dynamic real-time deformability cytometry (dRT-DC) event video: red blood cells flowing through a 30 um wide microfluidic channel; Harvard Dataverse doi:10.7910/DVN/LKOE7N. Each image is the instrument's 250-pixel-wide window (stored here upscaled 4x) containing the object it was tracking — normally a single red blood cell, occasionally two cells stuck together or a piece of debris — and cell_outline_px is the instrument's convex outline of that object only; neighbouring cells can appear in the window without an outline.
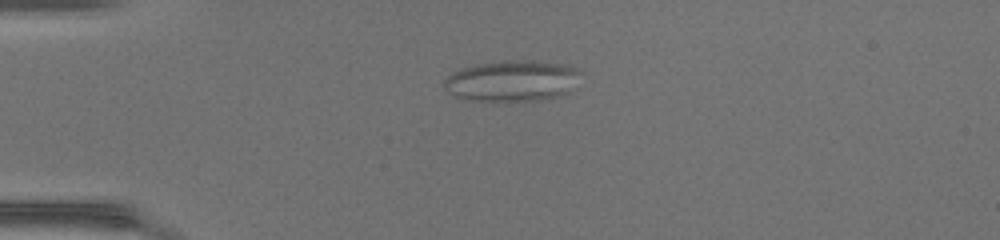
{"species": "common noctule bat (a hibernating species)", "species_latin": "Nyctalus noctula", "temperature_condition": "warm", "stored_images_in_passage": 38, "camera_frame_rate_fps": 3000, "um_per_image_px": 0.085, "animal": {"sex": "female", "body_mass_g": 17.0, "forearm_length_mm": 48.0}, "frame": {"image": 1, "passage_image": 2, "time_ms": 0.333, "image_size_px": [1000, 240], "cell_outline_px": [[580, 72], [568, 92], [536, 100], [460, 100], [448, 92], [444, 88], [444, 80], [452, 72], [460, 68], [476, 64], [508, 60], [532, 60], [568, 64], [576, 68]], "centroid_in_image_um": [43.44, 6.85], "position_along_channel_um": 41.6, "area_um2": 32.37}}
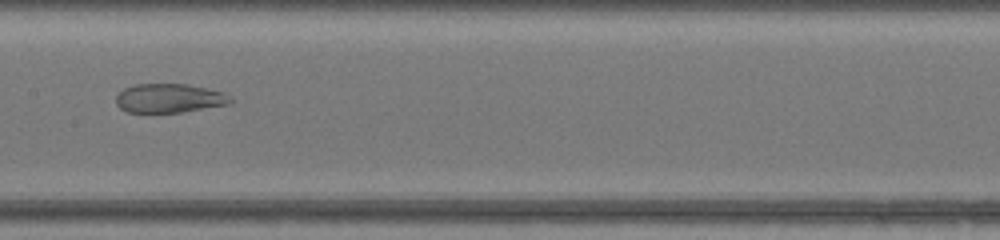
{"frame": {"image": 2, "passage_image": 15, "time_ms": 4.667, "image_size_px": [1000, 240], "cell_outline_px": [[236, 100], [232, 104], [180, 112], [128, 112], [120, 108], [116, 104], [116, 96], [124, 88], [136, 84], [188, 84], [224, 92]], "centroid_in_image_um": [14.44, 8.35], "position_along_channel_um": 193.0, "area_um2": 19.48}}
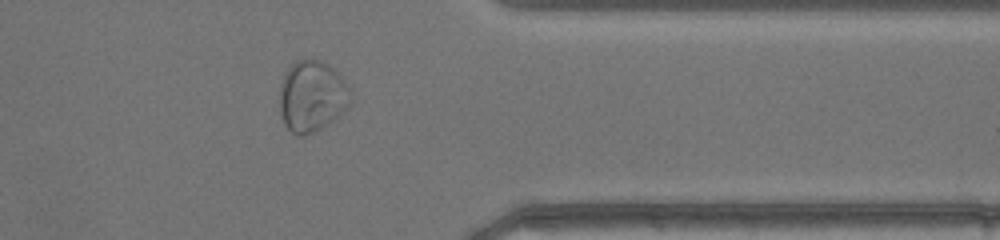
{"frame": {"image": 3, "passage_image": 29, "time_ms": 9.333, "image_size_px": [1000, 240], "cell_outline_px": [[352, 104], [332, 120], [320, 128], [304, 136], [296, 136], [284, 124], [280, 112], [280, 84], [288, 68], [296, 60], [320, 60], [328, 64], [340, 72], [352, 92]], "centroid_in_image_um": [26.55, 8.16], "position_along_channel_um": 384.9, "area_um2": 29.65}}